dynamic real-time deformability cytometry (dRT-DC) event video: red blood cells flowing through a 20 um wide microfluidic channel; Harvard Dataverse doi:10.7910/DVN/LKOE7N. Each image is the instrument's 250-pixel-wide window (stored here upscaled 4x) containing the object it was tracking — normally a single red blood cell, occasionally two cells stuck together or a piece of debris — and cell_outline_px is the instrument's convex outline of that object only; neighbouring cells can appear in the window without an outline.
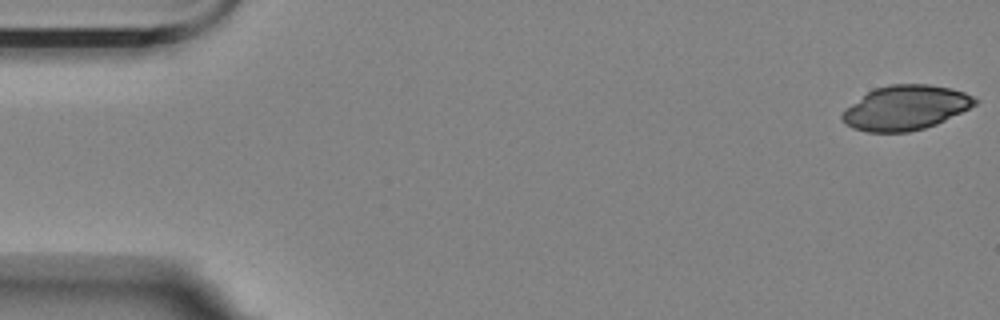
{"species": "Egyptian fruit bat (a non-hibernating species)", "species_latin": "Rousettus aegyptiacus", "temperature_condition": "room temperature", "stored_images_in_passage": 16, "camera_frame_rate_fps": 3000, "um_per_image_px": 0.085, "animal": {"sex": "female"}, "frame": {"image": 1, "passage_image": 1, "time_ms": 0.0, "image_size_px": [1000, 320], "cell_outline_px": [[980, 100], [976, 104], [936, 124], [924, 128], [908, 132], [868, 132], [852, 128], [844, 124], [840, 120], [840, 116], [844, 108], [872, 88], [888, 84], [928, 84], [952, 88], [964, 92]], "centroid_in_image_um": [76.91, 9.15], "position_along_channel_um": 8.1, "area_um2": 34.74}}